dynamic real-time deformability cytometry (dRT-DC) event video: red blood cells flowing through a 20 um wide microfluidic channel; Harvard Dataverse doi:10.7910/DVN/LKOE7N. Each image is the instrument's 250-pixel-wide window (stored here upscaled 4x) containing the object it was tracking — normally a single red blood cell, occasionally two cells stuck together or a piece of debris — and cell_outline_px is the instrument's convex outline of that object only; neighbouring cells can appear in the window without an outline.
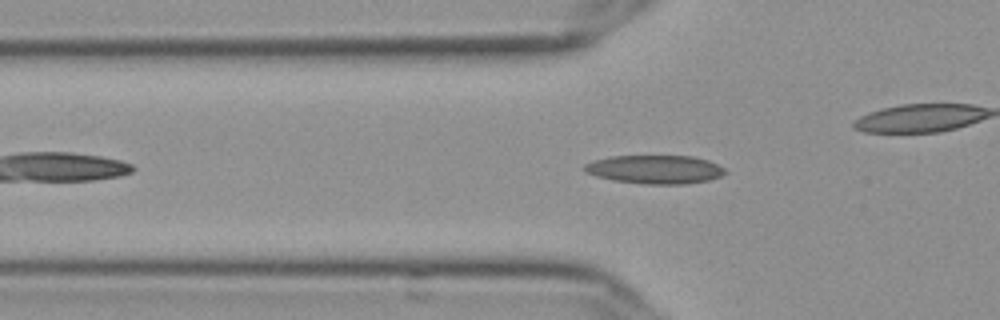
{"species": "Egyptian fruit bat (a non-hibernating species)", "species_latin": "Rousettus aegyptiacus", "temperature_condition": "cold", "stored_images_in_passage": 44, "camera_frame_rate_fps": 3000, "um_per_image_px": 0.085, "frame": {"image": 1, "passage_image": 9, "time_ms": 2.667, "image_size_px": [1000, 320], "cell_outline_px": [[728, 172], [720, 176], [708, 180], [684, 184], [644, 184], [612, 180], [596, 176], [584, 172], [584, 164], [596, 160], [612, 156], [692, 156], [708, 160], [724, 168]], "centroid_in_image_um": [55.67, 14.4], "position_along_channel_um": 70.1, "area_um2": 23.35}}
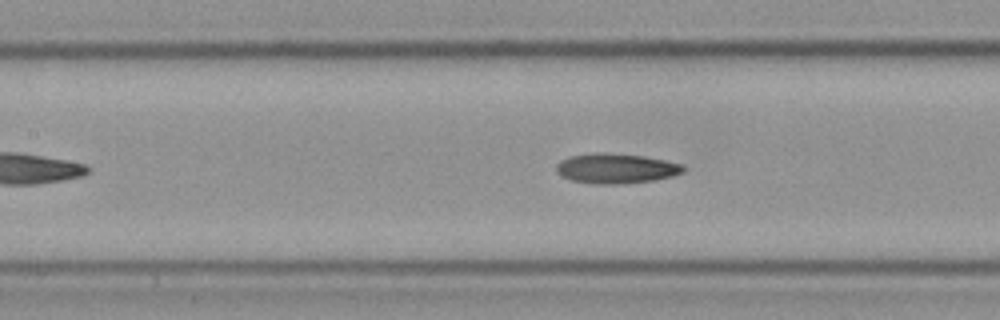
{"frame": {"image": 2, "passage_image": 16, "time_ms": 5.0, "image_size_px": [1000, 320], "cell_outline_px": [[684, 172], [672, 176], [656, 180], [624, 184], [592, 184], [572, 180], [556, 172], [556, 164], [572, 156], [596, 152], [604, 152], [644, 156], [684, 164]], "centroid_in_image_um": [52.4, 14.32], "position_along_channel_um": 155.0, "area_um2": 22.2}}
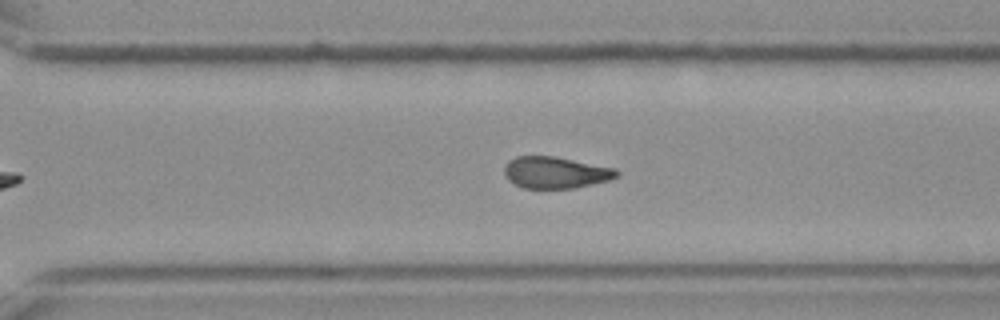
{"frame": {"image": 3, "passage_image": 30, "time_ms": 9.667, "image_size_px": [1000, 320], "cell_outline_px": [[620, 176], [608, 180], [576, 188], [524, 188], [508, 180], [504, 176], [504, 164], [508, 160], [516, 156], [556, 156], [612, 168], [620, 172]], "centroid_in_image_um": [47.18, 14.66], "position_along_channel_um": 323.4, "area_um2": 20.75}, "authors_computed_cell_mechanics": {"area_um2": 20.9814, "velocity_mm_per_s": 3.6205, "shape_relaxation_time_tau1_ms": 6.9545, "shape_relaxation_time_tau2_ms": 7.1421, "deformation_change_tau1": 0.1923, "deformation_change_tau2": 0.1508}}